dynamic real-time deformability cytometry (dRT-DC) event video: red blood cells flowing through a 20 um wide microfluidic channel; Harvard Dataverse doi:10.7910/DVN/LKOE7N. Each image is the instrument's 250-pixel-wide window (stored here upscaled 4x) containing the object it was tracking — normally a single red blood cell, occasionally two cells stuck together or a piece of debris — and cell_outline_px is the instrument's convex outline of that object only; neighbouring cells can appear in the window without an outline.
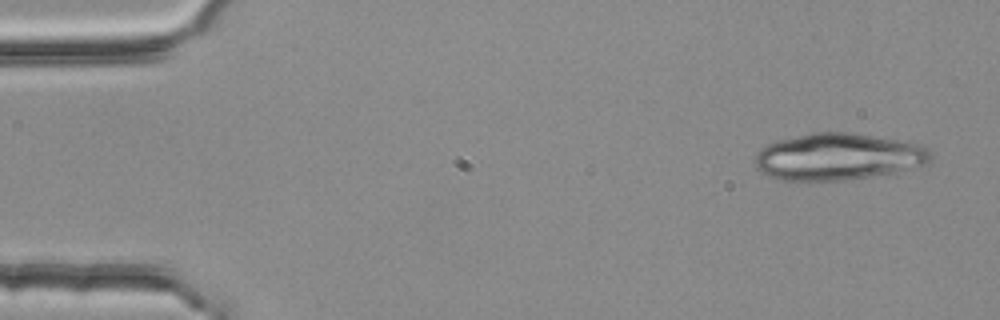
{"species": "common noctule bat (a hibernating species)", "species_latin": "Nyctalus noctula", "temperature_condition": "room temperature", "stored_images_in_passage": 3, "camera_frame_rate_fps": 3000, "um_per_image_px": 0.085, "animal": {"sex": "female", "body_mass_g": 25.1}, "frame": {"image": 1, "passage_image": 1, "time_ms": 0.0, "image_size_px": [1000, 320], "cell_outline_px": [[932, 160], [928, 164], [896, 172], [852, 180], [780, 180], [768, 176], [760, 172], [756, 168], [756, 152], [760, 148], [768, 144], [780, 140], [812, 132], [848, 132], [924, 144], [932, 152]], "centroid_in_image_um": [71.29, 13.33], "position_along_channel_um": 13.7, "area_um2": 48.32}}